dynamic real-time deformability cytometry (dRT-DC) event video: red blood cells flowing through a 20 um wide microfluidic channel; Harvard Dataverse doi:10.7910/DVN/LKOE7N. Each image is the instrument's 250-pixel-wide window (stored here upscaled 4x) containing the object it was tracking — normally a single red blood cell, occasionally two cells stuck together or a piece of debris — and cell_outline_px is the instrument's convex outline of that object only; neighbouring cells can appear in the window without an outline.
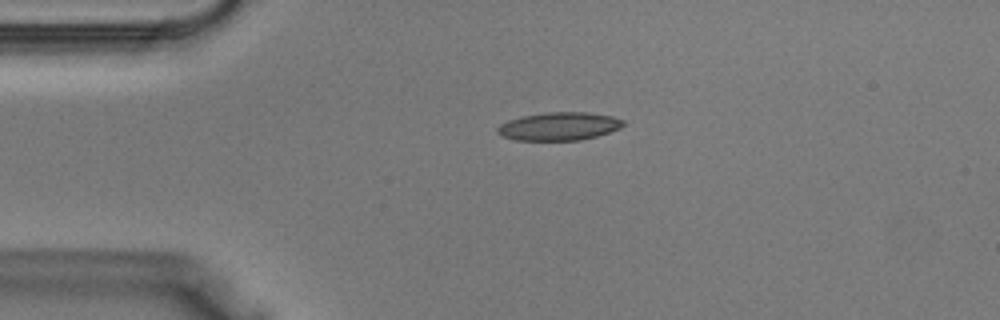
{"species": "Egyptian fruit bat (a non-hibernating species)", "species_latin": "Rousettus aegyptiacus", "temperature_condition": "warm", "stored_images_in_passage": 32, "camera_frame_rate_fps": 3000, "um_per_image_px": 0.085, "animal": {"sex": "male"}, "frame": {"image": 1, "passage_image": 2, "time_ms": 0.333, "image_size_px": [1000, 320], "cell_outline_px": [[624, 124], [620, 128], [596, 136], [580, 140], [516, 140], [500, 136], [496, 132], [496, 128], [500, 124], [508, 120], [520, 116], [548, 112], [584, 112], [612, 116], [624, 120]], "centroid_in_image_um": [47.47, 10.73], "position_along_channel_um": 37.5, "area_um2": 20.63}}
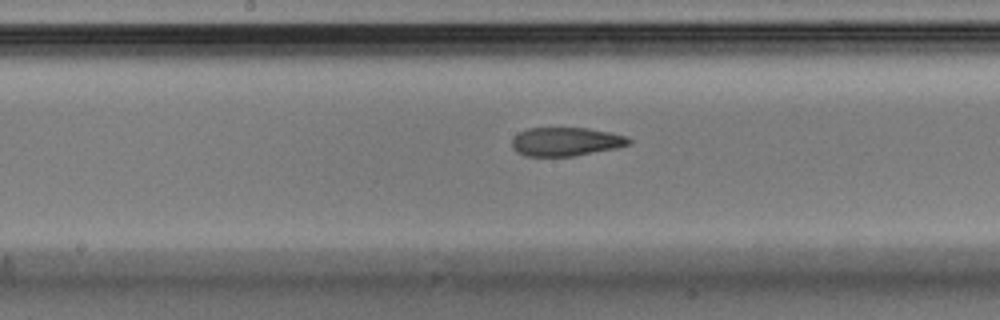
{"frame": {"image": 2, "passage_image": 13, "time_ms": 4.0, "image_size_px": [1000, 320], "cell_outline_px": [[632, 140], [628, 144], [616, 148], [572, 156], [524, 156], [516, 152], [512, 148], [512, 140], [520, 132], [528, 128], [588, 128], [612, 132], [628, 136]], "centroid_in_image_um": [48.11, 12.04], "position_along_channel_um": 200.1, "area_um2": 19.54}}
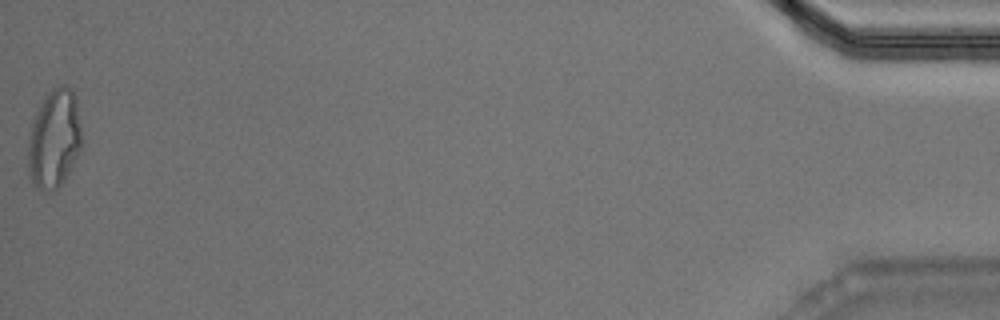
{"frame": {"image": 3, "passage_image": 32, "time_ms": 10.333, "image_size_px": [1000, 320], "cell_outline_px": [[80, 148], [64, 180], [52, 192], [48, 192], [36, 188], [32, 184], [28, 172], [28, 144], [32, 120], [36, 108], [44, 96], [52, 88], [60, 84], [64, 84], [76, 96], [80, 128]], "centroid_in_image_um": [4.56, 11.78], "position_along_channel_um": 430.6, "area_um2": 30.87}}